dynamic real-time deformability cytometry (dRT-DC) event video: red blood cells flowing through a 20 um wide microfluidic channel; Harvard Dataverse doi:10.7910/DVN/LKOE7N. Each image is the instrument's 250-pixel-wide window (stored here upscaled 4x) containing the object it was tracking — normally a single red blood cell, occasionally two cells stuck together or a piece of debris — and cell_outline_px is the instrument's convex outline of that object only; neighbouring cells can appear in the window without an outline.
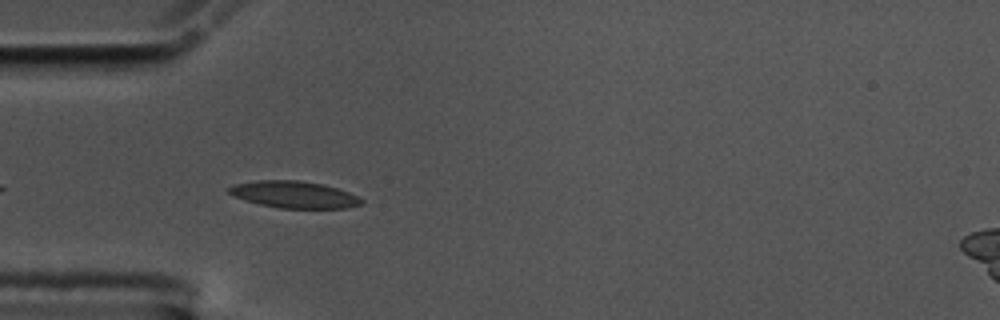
{"species": "common noctule bat (a hibernating species)", "species_latin": "Nyctalus noctula", "temperature_condition": "cold", "stored_images_in_passage": 25, "camera_frame_rate_fps": 3000, "um_per_image_px": 0.085, "animal": {"sex": "male", "body_mass_g": 17.5, "forearm_length_mm": 52.3}, "frame": {"image": 1, "passage_image": 4, "time_ms": 1.0, "image_size_px": [1000, 320], "cell_outline_px": [[364, 204], [348, 208], [280, 208], [260, 204], [244, 200], [232, 196], [228, 192], [228, 188], [232, 184], [256, 180], [300, 180], [324, 184], [348, 192], [364, 200]], "centroid_in_image_um": [24.98, 16.53], "position_along_channel_um": 60.0, "area_um2": 20.92}}
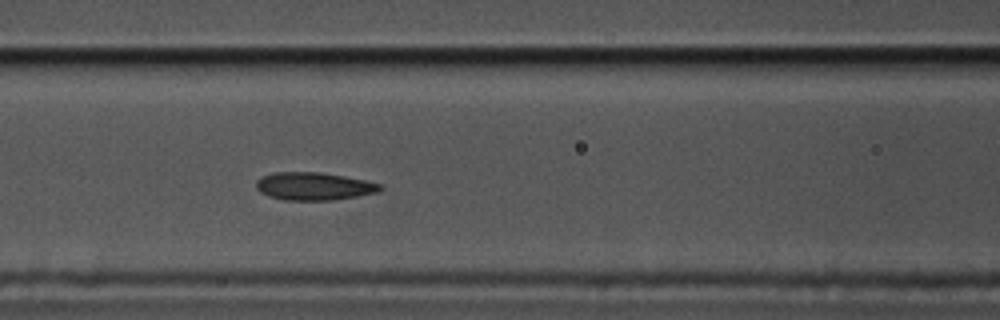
{"frame": {"image": 2, "passage_image": 11, "time_ms": 3.333, "image_size_px": [1000, 320], "cell_outline_px": [[384, 188], [376, 192], [356, 196], [332, 200], [284, 200], [268, 196], [260, 192], [256, 188], [256, 180], [272, 172], [320, 172], [344, 176], [364, 180], [380, 184]], "centroid_in_image_um": [26.64, 15.83], "position_along_channel_um": 140.0, "area_um2": 20.0}}
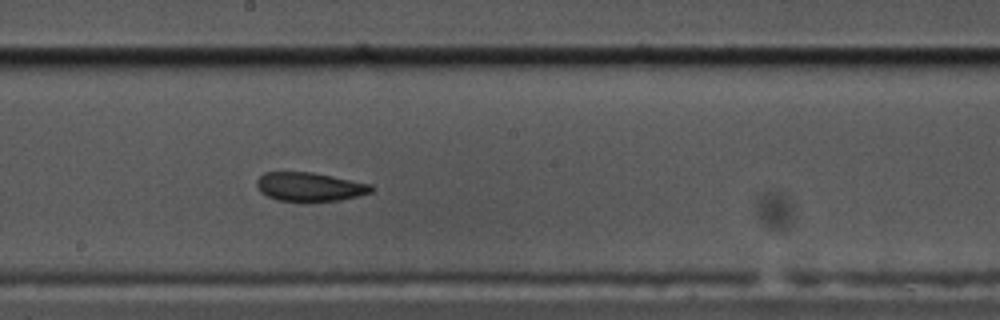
{"frame": {"image": 3, "passage_image": 18, "time_ms": 5.667, "image_size_px": [1000, 320], "cell_outline_px": [[376, 188], [372, 192], [360, 196], [340, 200], [304, 204], [276, 200], [260, 192], [256, 188], [256, 180], [264, 172], [312, 172], [372, 184]], "centroid_in_image_um": [26.33, 15.92], "position_along_channel_um": 221.9, "area_um2": 20.11}}